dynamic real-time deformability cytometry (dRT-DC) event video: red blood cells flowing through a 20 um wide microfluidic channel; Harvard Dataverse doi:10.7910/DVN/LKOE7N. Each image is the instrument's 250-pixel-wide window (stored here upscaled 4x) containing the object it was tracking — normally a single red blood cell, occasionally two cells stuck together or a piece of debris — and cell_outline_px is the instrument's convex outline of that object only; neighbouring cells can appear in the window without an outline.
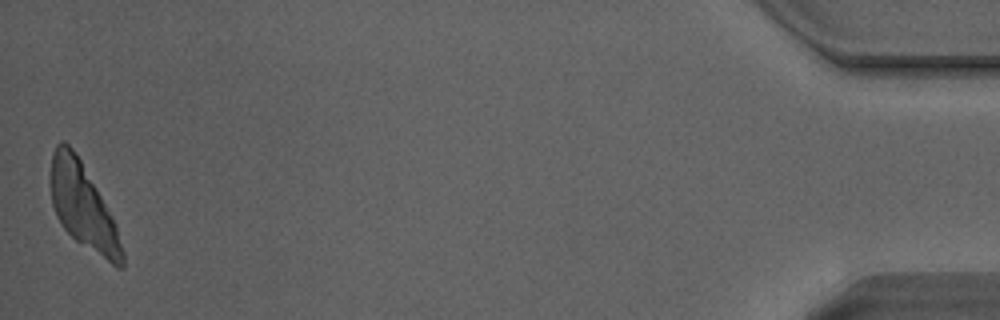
{"species": "Egyptian fruit bat (a non-hibernating species)", "species_latin": "Rousettus aegyptiacus", "temperature_condition": "warm", "stored_images_in_passage": 43, "camera_frame_rate_fps": 3000, "um_per_image_px": 0.085, "animal": {"sex": "male"}, "frame": {"image": 1, "passage_image": 43, "time_ms": 14.0, "image_size_px": [1000, 320], "cell_outline_px": [[124, 268], [116, 268], [76, 240], [64, 228], [56, 216], [52, 204], [52, 152], [56, 144], [60, 140], [64, 140], [72, 148], [80, 160], [112, 216], [116, 224], [124, 252]], "centroid_in_image_um": [7.09, 17.59], "position_along_channel_um": 428.1, "area_um2": 34.85}}